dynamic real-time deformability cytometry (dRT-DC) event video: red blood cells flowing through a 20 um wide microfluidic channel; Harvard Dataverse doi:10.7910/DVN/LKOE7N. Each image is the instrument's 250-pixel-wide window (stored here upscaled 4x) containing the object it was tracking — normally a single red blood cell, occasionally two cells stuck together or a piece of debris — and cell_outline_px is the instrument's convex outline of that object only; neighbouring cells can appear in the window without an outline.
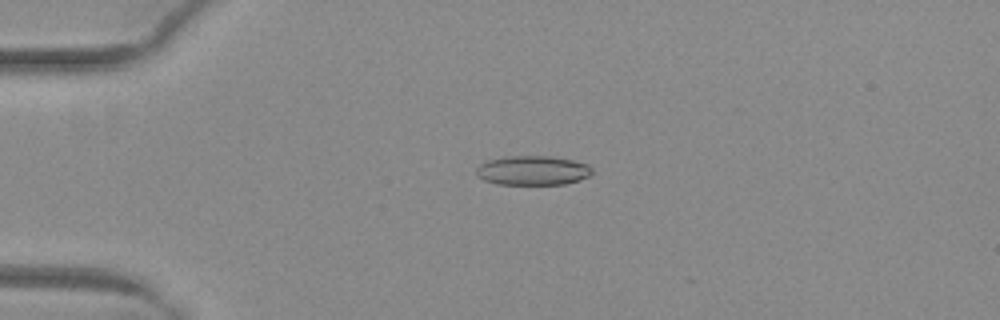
{"species": "common noctule bat (a hibernating species)", "species_latin": "Nyctalus noctula", "temperature_condition": "warm", "stored_images_in_passage": 53, "camera_frame_rate_fps": 3000, "um_per_image_px": 0.085, "animal": {"sex": "female", "body_mass_g": 29.2, "forearm_length_mm": 56.3}, "frame": {"image": 1, "passage_image": 14, "time_ms": 4.333, "image_size_px": [1000, 320], "cell_outline_px": [[592, 172], [588, 176], [580, 180], [564, 184], [496, 184], [484, 180], [476, 172], [476, 168], [480, 164], [488, 160], [508, 156], [552, 156], [572, 160], [588, 164], [592, 168]], "centroid_in_image_um": [45.29, 14.48], "position_along_channel_um": 39.7, "area_um2": 19.77}}
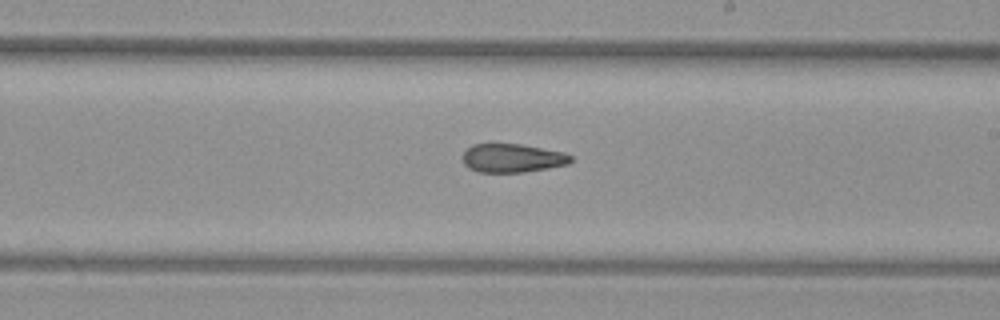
{"frame": {"image": 2, "passage_image": 32, "time_ms": 10.333, "image_size_px": [1000, 320], "cell_outline_px": [[572, 160], [568, 164], [548, 168], [524, 172], [480, 172], [468, 168], [464, 164], [464, 152], [472, 144], [520, 144], [564, 152], [572, 156]], "centroid_in_image_um": [43.56, 13.44], "position_along_channel_um": 245.4, "area_um2": 17.92}}
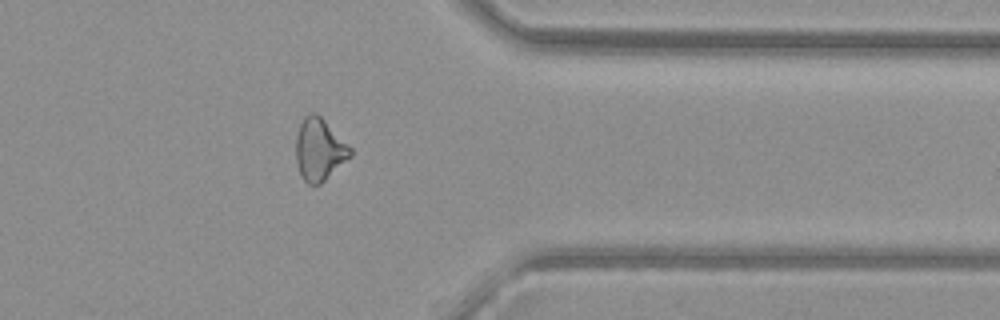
{"frame": {"image": 3, "passage_image": 43, "time_ms": 14.0, "image_size_px": [1000, 320], "cell_outline_px": [[352, 156], [320, 184], [308, 184], [300, 176], [296, 160], [296, 136], [300, 124], [304, 116], [308, 112], [316, 112], [352, 148]], "centroid_in_image_um": [27.13, 12.7], "position_along_channel_um": 384.3, "area_um2": 19.71}, "authors_computed_cell_mechanics": {"area_um2": 19.8832, "velocity_mm_per_s": 4.0528, "shape_relaxation_time_tau1_ms": null, "shape_relaxation_time_tau2_ms": 3.4115, "deformation_change_tau1": null, "deformation_change_tau2": 0.1247}}